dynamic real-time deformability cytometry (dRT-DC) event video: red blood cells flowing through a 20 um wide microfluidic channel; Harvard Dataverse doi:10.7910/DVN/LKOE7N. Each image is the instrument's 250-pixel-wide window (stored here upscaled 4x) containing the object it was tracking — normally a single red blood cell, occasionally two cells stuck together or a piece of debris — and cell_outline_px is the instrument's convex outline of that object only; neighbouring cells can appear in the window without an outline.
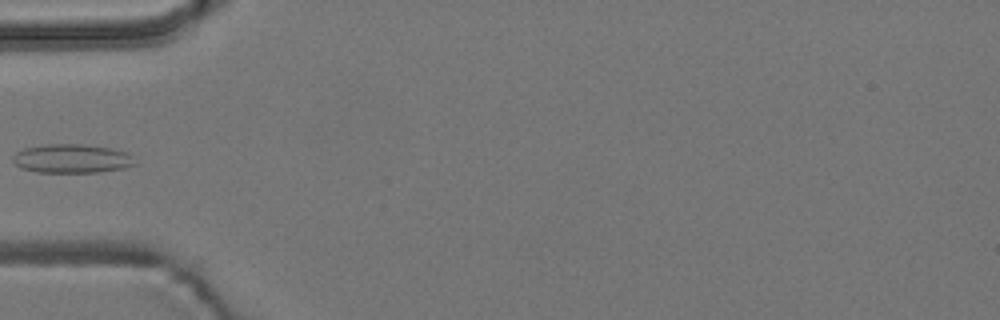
{"species": "common noctule bat (a hibernating species)", "species_latin": "Nyctalus noctula", "temperature_condition": "room temperature", "stored_images_in_passage": 7, "camera_frame_rate_fps": 3000, "um_per_image_px": 0.085, "animal": {"sex": "male", "body_mass_g": 19.2, "forearm_length_mm": 51.8}, "frame": {"image": 1, "passage_image": 6, "time_ms": 6.0, "image_size_px": [1000, 320], "cell_outline_px": [[136, 164], [124, 168], [100, 172], [36, 172], [20, 168], [12, 160], [12, 156], [16, 152], [24, 148], [44, 144], [80, 144], [112, 148], [128, 152]], "centroid_in_image_um": [6.09, 13.48], "position_along_channel_um": 78.9, "area_um2": 20.63}}
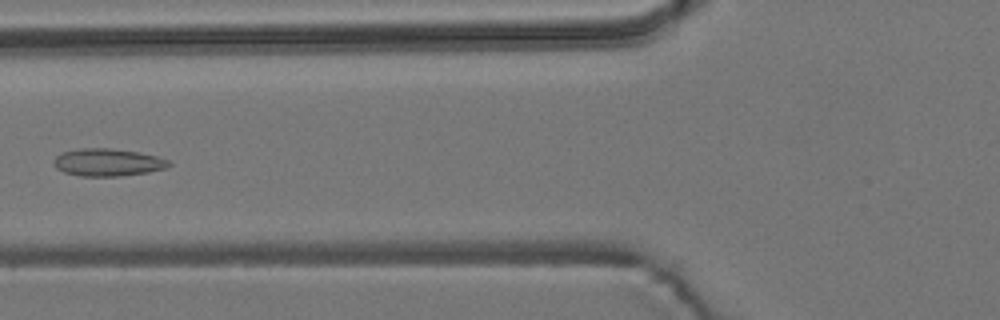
{"frame": {"image": 2, "passage_image": 7, "time_ms": 7.0, "image_size_px": [1000, 320], "cell_outline_px": [[172, 164], [168, 168], [148, 172], [120, 176], [80, 176], [64, 172], [56, 168], [52, 164], [52, 160], [60, 152], [80, 148], [108, 148], [136, 152], [156, 156], [168, 160]], "centroid_in_image_um": [9.12, 13.8], "position_along_channel_um": 116.7, "area_um2": 18.55}}